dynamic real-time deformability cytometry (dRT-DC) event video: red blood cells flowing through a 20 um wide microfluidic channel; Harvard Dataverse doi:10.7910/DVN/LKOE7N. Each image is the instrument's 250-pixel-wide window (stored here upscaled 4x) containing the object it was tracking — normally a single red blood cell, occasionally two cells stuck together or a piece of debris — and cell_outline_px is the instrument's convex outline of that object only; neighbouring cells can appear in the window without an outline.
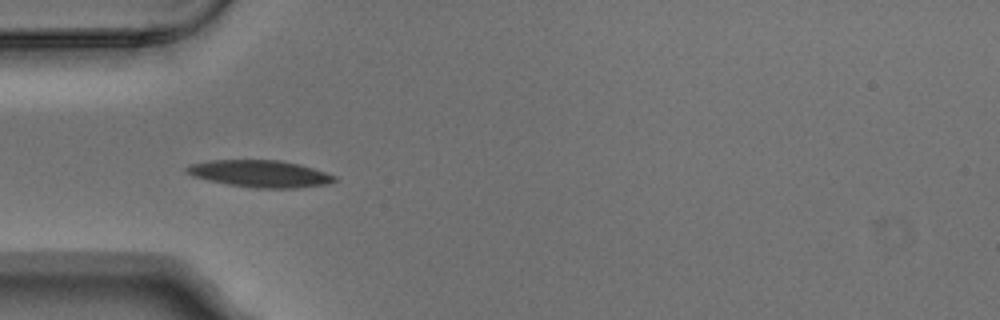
{"species": "Egyptian fruit bat (a non-hibernating species)", "species_latin": "Rousettus aegyptiacus", "temperature_condition": "warm", "stored_images_in_passage": 7, "camera_frame_rate_fps": 3000, "um_per_image_px": 0.085, "animal": {"sex": "male"}, "frame": {"image": 1, "passage_image": 3, "time_ms": 0.667, "image_size_px": [1000, 320], "cell_outline_px": [[340, 180], [328, 184], [296, 188], [256, 188], [228, 184], [208, 180], [192, 176], [184, 168], [192, 164], [208, 160], [284, 160], [300, 164], [336, 176]], "centroid_in_image_um": [22.14, 14.76], "position_along_channel_um": 62.9, "area_um2": 23.29}}
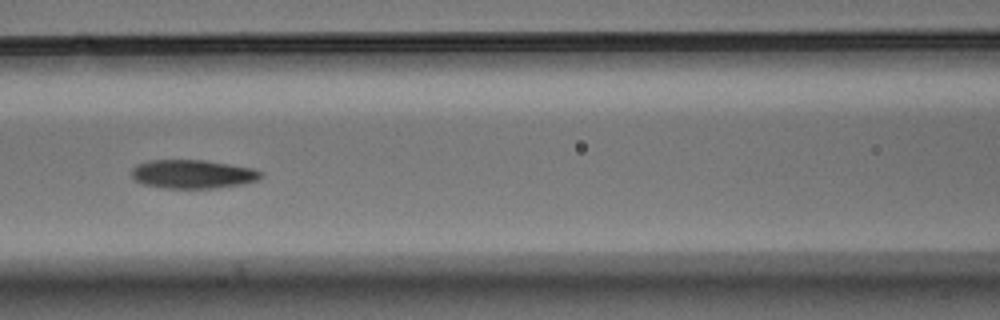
{"frame": {"image": 2, "passage_image": 5, "time_ms": 1.333, "image_size_px": [1000, 320], "cell_outline_px": [[264, 176], [260, 180], [244, 184], [216, 188], [164, 188], [140, 184], [132, 176], [132, 168], [136, 164], [148, 160], [204, 160], [252, 168], [264, 172]], "centroid_in_image_um": [16.41, 14.8], "position_along_channel_um": 150.2, "area_um2": 21.91}}
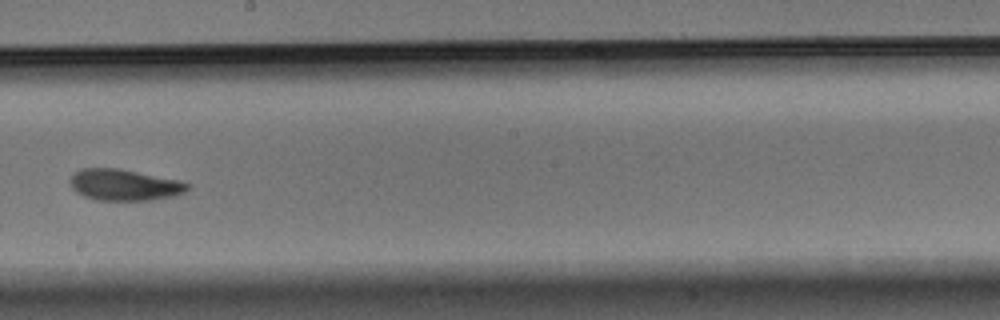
{"frame": {"image": 3, "passage_image": 7, "time_ms": 2.0, "image_size_px": [1000, 320], "cell_outline_px": [[188, 188], [184, 192], [172, 196], [152, 200], [96, 200], [84, 196], [76, 192], [72, 188], [68, 180], [72, 172], [80, 168], [120, 168], [180, 180], [188, 184]], "centroid_in_image_um": [10.5, 15.7], "position_along_channel_um": 237.7, "area_um2": 21.62}}